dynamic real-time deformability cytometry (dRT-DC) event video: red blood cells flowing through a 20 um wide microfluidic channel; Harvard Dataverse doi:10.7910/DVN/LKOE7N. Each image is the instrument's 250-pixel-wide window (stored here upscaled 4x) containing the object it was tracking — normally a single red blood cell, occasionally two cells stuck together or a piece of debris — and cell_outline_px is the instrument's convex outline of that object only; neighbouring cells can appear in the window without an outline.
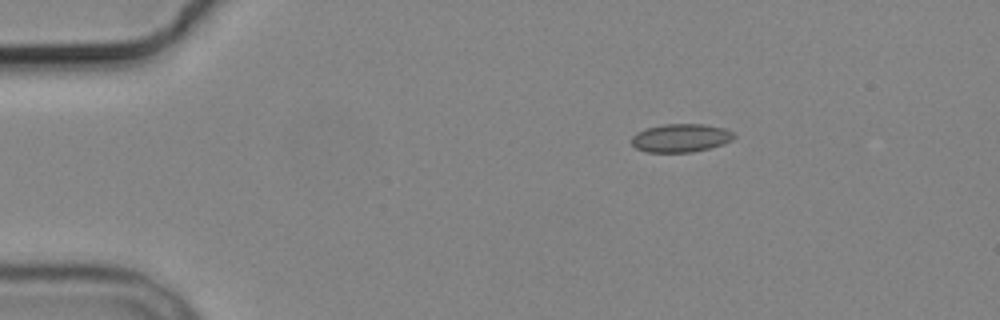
{"species": "common noctule bat (a hibernating species)", "species_latin": "Nyctalus noctula", "temperature_condition": "cold", "stored_images_in_passage": 4, "camera_frame_rate_fps": 3000, "um_per_image_px": 0.085, "animal": {"sex": "male", "body_mass_g": 19.2, "forearm_length_mm": 51.8}, "frame": {"image": 1, "passage_image": 2, "time_ms": 2.333, "image_size_px": [1000, 320], "cell_outline_px": [[736, 136], [732, 140], [724, 144], [692, 152], [644, 152], [636, 148], [632, 144], [632, 136], [636, 132], [648, 128], [664, 124], [704, 124], [724, 128], [736, 132]], "centroid_in_image_um": [57.89, 11.72], "position_along_channel_um": 27.1, "area_um2": 16.99}}